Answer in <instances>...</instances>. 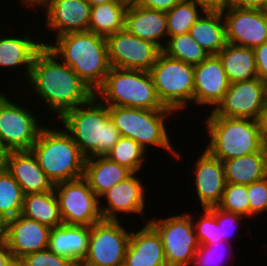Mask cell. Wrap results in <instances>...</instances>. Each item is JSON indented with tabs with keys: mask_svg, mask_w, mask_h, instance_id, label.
<instances>
[{
	"mask_svg": "<svg viewBox=\"0 0 267 266\" xmlns=\"http://www.w3.org/2000/svg\"><path fill=\"white\" fill-rule=\"evenodd\" d=\"M27 80L32 87L31 94L40 96L59 119L94 96L76 72L58 60L47 46L35 55Z\"/></svg>",
	"mask_w": 267,
	"mask_h": 266,
	"instance_id": "1",
	"label": "cell"
},
{
	"mask_svg": "<svg viewBox=\"0 0 267 266\" xmlns=\"http://www.w3.org/2000/svg\"><path fill=\"white\" fill-rule=\"evenodd\" d=\"M55 38L54 45L45 43L44 46L70 66L95 93L111 68L106 38L90 31L68 32Z\"/></svg>",
	"mask_w": 267,
	"mask_h": 266,
	"instance_id": "2",
	"label": "cell"
},
{
	"mask_svg": "<svg viewBox=\"0 0 267 266\" xmlns=\"http://www.w3.org/2000/svg\"><path fill=\"white\" fill-rule=\"evenodd\" d=\"M60 120L86 158L107 156L121 138L110 119L109 106L95 95L86 104L66 112Z\"/></svg>",
	"mask_w": 267,
	"mask_h": 266,
	"instance_id": "3",
	"label": "cell"
},
{
	"mask_svg": "<svg viewBox=\"0 0 267 266\" xmlns=\"http://www.w3.org/2000/svg\"><path fill=\"white\" fill-rule=\"evenodd\" d=\"M31 151L53 184L84 176L86 157L65 129L56 130L44 125Z\"/></svg>",
	"mask_w": 267,
	"mask_h": 266,
	"instance_id": "4",
	"label": "cell"
},
{
	"mask_svg": "<svg viewBox=\"0 0 267 266\" xmlns=\"http://www.w3.org/2000/svg\"><path fill=\"white\" fill-rule=\"evenodd\" d=\"M205 125L210 138L205 149L221 162L259 152L267 144L258 120L217 116L211 111Z\"/></svg>",
	"mask_w": 267,
	"mask_h": 266,
	"instance_id": "5",
	"label": "cell"
},
{
	"mask_svg": "<svg viewBox=\"0 0 267 266\" xmlns=\"http://www.w3.org/2000/svg\"><path fill=\"white\" fill-rule=\"evenodd\" d=\"M94 95L108 106L169 109L158 99L150 71L111 67Z\"/></svg>",
	"mask_w": 267,
	"mask_h": 266,
	"instance_id": "6",
	"label": "cell"
},
{
	"mask_svg": "<svg viewBox=\"0 0 267 266\" xmlns=\"http://www.w3.org/2000/svg\"><path fill=\"white\" fill-rule=\"evenodd\" d=\"M171 109H140L119 106H109L110 119L118 129L121 137L131 138L146 147L157 146L166 149L174 157L181 159L173 148L167 133L165 119L173 114ZM149 145V146H148Z\"/></svg>",
	"mask_w": 267,
	"mask_h": 266,
	"instance_id": "7",
	"label": "cell"
},
{
	"mask_svg": "<svg viewBox=\"0 0 267 266\" xmlns=\"http://www.w3.org/2000/svg\"><path fill=\"white\" fill-rule=\"evenodd\" d=\"M150 74L157 97L164 107L179 113L188 107V102H193L194 65L161 52Z\"/></svg>",
	"mask_w": 267,
	"mask_h": 266,
	"instance_id": "8",
	"label": "cell"
},
{
	"mask_svg": "<svg viewBox=\"0 0 267 266\" xmlns=\"http://www.w3.org/2000/svg\"><path fill=\"white\" fill-rule=\"evenodd\" d=\"M148 223L161 237L168 266L192 265L199 247L192 214H178L159 220L153 217Z\"/></svg>",
	"mask_w": 267,
	"mask_h": 266,
	"instance_id": "9",
	"label": "cell"
},
{
	"mask_svg": "<svg viewBox=\"0 0 267 266\" xmlns=\"http://www.w3.org/2000/svg\"><path fill=\"white\" fill-rule=\"evenodd\" d=\"M121 220H104L90 226L88 253L79 266H119L125 254L131 232Z\"/></svg>",
	"mask_w": 267,
	"mask_h": 266,
	"instance_id": "10",
	"label": "cell"
},
{
	"mask_svg": "<svg viewBox=\"0 0 267 266\" xmlns=\"http://www.w3.org/2000/svg\"><path fill=\"white\" fill-rule=\"evenodd\" d=\"M62 222L92 226L102 220L99 197L84 178L54 184Z\"/></svg>",
	"mask_w": 267,
	"mask_h": 266,
	"instance_id": "11",
	"label": "cell"
},
{
	"mask_svg": "<svg viewBox=\"0 0 267 266\" xmlns=\"http://www.w3.org/2000/svg\"><path fill=\"white\" fill-rule=\"evenodd\" d=\"M43 127L37 115L0 91V139L10 151L31 150Z\"/></svg>",
	"mask_w": 267,
	"mask_h": 266,
	"instance_id": "12",
	"label": "cell"
},
{
	"mask_svg": "<svg viewBox=\"0 0 267 266\" xmlns=\"http://www.w3.org/2000/svg\"><path fill=\"white\" fill-rule=\"evenodd\" d=\"M111 67L150 71L162 49L130 34L125 29L106 37Z\"/></svg>",
	"mask_w": 267,
	"mask_h": 266,
	"instance_id": "13",
	"label": "cell"
},
{
	"mask_svg": "<svg viewBox=\"0 0 267 266\" xmlns=\"http://www.w3.org/2000/svg\"><path fill=\"white\" fill-rule=\"evenodd\" d=\"M266 97V82L255 76L230 83L222 101L211 111L217 116L258 120Z\"/></svg>",
	"mask_w": 267,
	"mask_h": 266,
	"instance_id": "14",
	"label": "cell"
},
{
	"mask_svg": "<svg viewBox=\"0 0 267 266\" xmlns=\"http://www.w3.org/2000/svg\"><path fill=\"white\" fill-rule=\"evenodd\" d=\"M222 14L227 43L255 48L267 42V19L263 10L229 6Z\"/></svg>",
	"mask_w": 267,
	"mask_h": 266,
	"instance_id": "15",
	"label": "cell"
},
{
	"mask_svg": "<svg viewBox=\"0 0 267 266\" xmlns=\"http://www.w3.org/2000/svg\"><path fill=\"white\" fill-rule=\"evenodd\" d=\"M50 230V227L19 214L3 224V238L13 258H23L47 249Z\"/></svg>",
	"mask_w": 267,
	"mask_h": 266,
	"instance_id": "16",
	"label": "cell"
},
{
	"mask_svg": "<svg viewBox=\"0 0 267 266\" xmlns=\"http://www.w3.org/2000/svg\"><path fill=\"white\" fill-rule=\"evenodd\" d=\"M45 8L46 27L56 37L68 32L88 31L91 5L86 0H42L36 8Z\"/></svg>",
	"mask_w": 267,
	"mask_h": 266,
	"instance_id": "17",
	"label": "cell"
},
{
	"mask_svg": "<svg viewBox=\"0 0 267 266\" xmlns=\"http://www.w3.org/2000/svg\"><path fill=\"white\" fill-rule=\"evenodd\" d=\"M132 173L128 178L120 183L114 185L99 199H106V206L101 205L100 213L104 220H118L119 213L129 214H144L145 206V190L141 178L139 179L138 174ZM118 213V214H117ZM118 217V218H117Z\"/></svg>",
	"mask_w": 267,
	"mask_h": 266,
	"instance_id": "18",
	"label": "cell"
},
{
	"mask_svg": "<svg viewBox=\"0 0 267 266\" xmlns=\"http://www.w3.org/2000/svg\"><path fill=\"white\" fill-rule=\"evenodd\" d=\"M230 82L217 55H209L194 65L195 105H212L215 109L229 89Z\"/></svg>",
	"mask_w": 267,
	"mask_h": 266,
	"instance_id": "19",
	"label": "cell"
},
{
	"mask_svg": "<svg viewBox=\"0 0 267 266\" xmlns=\"http://www.w3.org/2000/svg\"><path fill=\"white\" fill-rule=\"evenodd\" d=\"M194 166V185L201 208L217 206L221 202L226 186L223 162L204 149Z\"/></svg>",
	"mask_w": 267,
	"mask_h": 266,
	"instance_id": "20",
	"label": "cell"
},
{
	"mask_svg": "<svg viewBox=\"0 0 267 266\" xmlns=\"http://www.w3.org/2000/svg\"><path fill=\"white\" fill-rule=\"evenodd\" d=\"M124 29L130 34L154 43L163 49L166 44L164 38L166 42L168 39L166 12L144 8L130 0ZM161 39L164 43L161 42Z\"/></svg>",
	"mask_w": 267,
	"mask_h": 266,
	"instance_id": "21",
	"label": "cell"
},
{
	"mask_svg": "<svg viewBox=\"0 0 267 266\" xmlns=\"http://www.w3.org/2000/svg\"><path fill=\"white\" fill-rule=\"evenodd\" d=\"M6 171L20 185L24 194L49 192L54 184L39 166L31 150L11 151Z\"/></svg>",
	"mask_w": 267,
	"mask_h": 266,
	"instance_id": "22",
	"label": "cell"
},
{
	"mask_svg": "<svg viewBox=\"0 0 267 266\" xmlns=\"http://www.w3.org/2000/svg\"><path fill=\"white\" fill-rule=\"evenodd\" d=\"M124 263L127 266H168L161 237L149 223L136 233L131 231Z\"/></svg>",
	"mask_w": 267,
	"mask_h": 266,
	"instance_id": "23",
	"label": "cell"
},
{
	"mask_svg": "<svg viewBox=\"0 0 267 266\" xmlns=\"http://www.w3.org/2000/svg\"><path fill=\"white\" fill-rule=\"evenodd\" d=\"M89 237L90 226L62 223L51 228L47 248L79 266L88 253Z\"/></svg>",
	"mask_w": 267,
	"mask_h": 266,
	"instance_id": "24",
	"label": "cell"
},
{
	"mask_svg": "<svg viewBox=\"0 0 267 266\" xmlns=\"http://www.w3.org/2000/svg\"><path fill=\"white\" fill-rule=\"evenodd\" d=\"M131 174L130 170L113 162L109 157L95 156L86 158L83 178L93 192L100 197Z\"/></svg>",
	"mask_w": 267,
	"mask_h": 266,
	"instance_id": "25",
	"label": "cell"
},
{
	"mask_svg": "<svg viewBox=\"0 0 267 266\" xmlns=\"http://www.w3.org/2000/svg\"><path fill=\"white\" fill-rule=\"evenodd\" d=\"M226 183L250 185L267 177V144L259 151L223 161Z\"/></svg>",
	"mask_w": 267,
	"mask_h": 266,
	"instance_id": "26",
	"label": "cell"
},
{
	"mask_svg": "<svg viewBox=\"0 0 267 266\" xmlns=\"http://www.w3.org/2000/svg\"><path fill=\"white\" fill-rule=\"evenodd\" d=\"M31 36H0V67L18 68L25 66V79L29 78L35 55L44 47L45 42H36Z\"/></svg>",
	"mask_w": 267,
	"mask_h": 266,
	"instance_id": "27",
	"label": "cell"
},
{
	"mask_svg": "<svg viewBox=\"0 0 267 266\" xmlns=\"http://www.w3.org/2000/svg\"><path fill=\"white\" fill-rule=\"evenodd\" d=\"M189 34L209 55H217L227 43L222 12H202Z\"/></svg>",
	"mask_w": 267,
	"mask_h": 266,
	"instance_id": "28",
	"label": "cell"
},
{
	"mask_svg": "<svg viewBox=\"0 0 267 266\" xmlns=\"http://www.w3.org/2000/svg\"><path fill=\"white\" fill-rule=\"evenodd\" d=\"M217 56L230 83L246 81L257 76L253 48L226 43Z\"/></svg>",
	"mask_w": 267,
	"mask_h": 266,
	"instance_id": "29",
	"label": "cell"
},
{
	"mask_svg": "<svg viewBox=\"0 0 267 266\" xmlns=\"http://www.w3.org/2000/svg\"><path fill=\"white\" fill-rule=\"evenodd\" d=\"M129 2H109L91 7L88 31L103 37L124 30Z\"/></svg>",
	"mask_w": 267,
	"mask_h": 266,
	"instance_id": "30",
	"label": "cell"
},
{
	"mask_svg": "<svg viewBox=\"0 0 267 266\" xmlns=\"http://www.w3.org/2000/svg\"><path fill=\"white\" fill-rule=\"evenodd\" d=\"M21 215L50 228L63 223L54 189L49 192L25 194Z\"/></svg>",
	"mask_w": 267,
	"mask_h": 266,
	"instance_id": "31",
	"label": "cell"
},
{
	"mask_svg": "<svg viewBox=\"0 0 267 266\" xmlns=\"http://www.w3.org/2000/svg\"><path fill=\"white\" fill-rule=\"evenodd\" d=\"M24 193L16 180L6 171H0V221L7 220L21 214Z\"/></svg>",
	"mask_w": 267,
	"mask_h": 266,
	"instance_id": "32",
	"label": "cell"
},
{
	"mask_svg": "<svg viewBox=\"0 0 267 266\" xmlns=\"http://www.w3.org/2000/svg\"><path fill=\"white\" fill-rule=\"evenodd\" d=\"M162 52L174 59L196 65L205 60L209 54L189 34L168 37Z\"/></svg>",
	"mask_w": 267,
	"mask_h": 266,
	"instance_id": "33",
	"label": "cell"
},
{
	"mask_svg": "<svg viewBox=\"0 0 267 266\" xmlns=\"http://www.w3.org/2000/svg\"><path fill=\"white\" fill-rule=\"evenodd\" d=\"M200 10V11H199ZM204 12L194 1L184 0L166 12L168 37L189 33L192 25Z\"/></svg>",
	"mask_w": 267,
	"mask_h": 266,
	"instance_id": "34",
	"label": "cell"
},
{
	"mask_svg": "<svg viewBox=\"0 0 267 266\" xmlns=\"http://www.w3.org/2000/svg\"><path fill=\"white\" fill-rule=\"evenodd\" d=\"M145 149L131 138L121 137L107 154L113 162L126 167L132 173L139 172L145 158Z\"/></svg>",
	"mask_w": 267,
	"mask_h": 266,
	"instance_id": "35",
	"label": "cell"
},
{
	"mask_svg": "<svg viewBox=\"0 0 267 266\" xmlns=\"http://www.w3.org/2000/svg\"><path fill=\"white\" fill-rule=\"evenodd\" d=\"M247 185L226 183L221 202L217 207L221 210L240 214L250 218V205Z\"/></svg>",
	"mask_w": 267,
	"mask_h": 266,
	"instance_id": "36",
	"label": "cell"
},
{
	"mask_svg": "<svg viewBox=\"0 0 267 266\" xmlns=\"http://www.w3.org/2000/svg\"><path fill=\"white\" fill-rule=\"evenodd\" d=\"M202 210L204 213L197 221L192 216V221L196 222L194 223V229L199 245H214L223 241L220 238V225L215 218V207L202 208Z\"/></svg>",
	"mask_w": 267,
	"mask_h": 266,
	"instance_id": "37",
	"label": "cell"
},
{
	"mask_svg": "<svg viewBox=\"0 0 267 266\" xmlns=\"http://www.w3.org/2000/svg\"><path fill=\"white\" fill-rule=\"evenodd\" d=\"M26 266H77L70 259L51 252L48 248L21 258Z\"/></svg>",
	"mask_w": 267,
	"mask_h": 266,
	"instance_id": "38",
	"label": "cell"
},
{
	"mask_svg": "<svg viewBox=\"0 0 267 266\" xmlns=\"http://www.w3.org/2000/svg\"><path fill=\"white\" fill-rule=\"evenodd\" d=\"M250 217L267 212V177L247 185Z\"/></svg>",
	"mask_w": 267,
	"mask_h": 266,
	"instance_id": "39",
	"label": "cell"
},
{
	"mask_svg": "<svg viewBox=\"0 0 267 266\" xmlns=\"http://www.w3.org/2000/svg\"><path fill=\"white\" fill-rule=\"evenodd\" d=\"M224 243L226 244L227 241L217 242L214 245H199L194 255L192 265L195 264V266H220L223 254H225L224 251L222 253L223 248L226 246L223 245Z\"/></svg>",
	"mask_w": 267,
	"mask_h": 266,
	"instance_id": "40",
	"label": "cell"
},
{
	"mask_svg": "<svg viewBox=\"0 0 267 266\" xmlns=\"http://www.w3.org/2000/svg\"><path fill=\"white\" fill-rule=\"evenodd\" d=\"M242 217L246 219V217L240 214L221 210L215 206V218L220 225V238H222L223 241H227L228 237H231L232 233L237 228L235 226H238L239 220L243 219Z\"/></svg>",
	"mask_w": 267,
	"mask_h": 266,
	"instance_id": "41",
	"label": "cell"
},
{
	"mask_svg": "<svg viewBox=\"0 0 267 266\" xmlns=\"http://www.w3.org/2000/svg\"><path fill=\"white\" fill-rule=\"evenodd\" d=\"M253 51L256 60L257 76L261 81L267 83V42L253 48Z\"/></svg>",
	"mask_w": 267,
	"mask_h": 266,
	"instance_id": "42",
	"label": "cell"
},
{
	"mask_svg": "<svg viewBox=\"0 0 267 266\" xmlns=\"http://www.w3.org/2000/svg\"><path fill=\"white\" fill-rule=\"evenodd\" d=\"M138 6L161 11H169L175 4L184 0H132Z\"/></svg>",
	"mask_w": 267,
	"mask_h": 266,
	"instance_id": "43",
	"label": "cell"
},
{
	"mask_svg": "<svg viewBox=\"0 0 267 266\" xmlns=\"http://www.w3.org/2000/svg\"><path fill=\"white\" fill-rule=\"evenodd\" d=\"M207 12H224L231 0H191Z\"/></svg>",
	"mask_w": 267,
	"mask_h": 266,
	"instance_id": "44",
	"label": "cell"
},
{
	"mask_svg": "<svg viewBox=\"0 0 267 266\" xmlns=\"http://www.w3.org/2000/svg\"><path fill=\"white\" fill-rule=\"evenodd\" d=\"M267 5V0H231L230 6L242 9H259L263 10Z\"/></svg>",
	"mask_w": 267,
	"mask_h": 266,
	"instance_id": "45",
	"label": "cell"
},
{
	"mask_svg": "<svg viewBox=\"0 0 267 266\" xmlns=\"http://www.w3.org/2000/svg\"><path fill=\"white\" fill-rule=\"evenodd\" d=\"M13 258L11 251L8 249L6 240L0 238V266H7V264Z\"/></svg>",
	"mask_w": 267,
	"mask_h": 266,
	"instance_id": "46",
	"label": "cell"
},
{
	"mask_svg": "<svg viewBox=\"0 0 267 266\" xmlns=\"http://www.w3.org/2000/svg\"><path fill=\"white\" fill-rule=\"evenodd\" d=\"M259 127L263 138L267 142V97L264 102V106L261 110V114L258 119Z\"/></svg>",
	"mask_w": 267,
	"mask_h": 266,
	"instance_id": "47",
	"label": "cell"
},
{
	"mask_svg": "<svg viewBox=\"0 0 267 266\" xmlns=\"http://www.w3.org/2000/svg\"><path fill=\"white\" fill-rule=\"evenodd\" d=\"M10 152L11 151L6 147V145L0 139V171L6 170Z\"/></svg>",
	"mask_w": 267,
	"mask_h": 266,
	"instance_id": "48",
	"label": "cell"
},
{
	"mask_svg": "<svg viewBox=\"0 0 267 266\" xmlns=\"http://www.w3.org/2000/svg\"><path fill=\"white\" fill-rule=\"evenodd\" d=\"M91 7L109 2H130V0H86Z\"/></svg>",
	"mask_w": 267,
	"mask_h": 266,
	"instance_id": "49",
	"label": "cell"
},
{
	"mask_svg": "<svg viewBox=\"0 0 267 266\" xmlns=\"http://www.w3.org/2000/svg\"><path fill=\"white\" fill-rule=\"evenodd\" d=\"M7 266H26V264L21 258H12Z\"/></svg>",
	"mask_w": 267,
	"mask_h": 266,
	"instance_id": "50",
	"label": "cell"
},
{
	"mask_svg": "<svg viewBox=\"0 0 267 266\" xmlns=\"http://www.w3.org/2000/svg\"><path fill=\"white\" fill-rule=\"evenodd\" d=\"M24 6H33L36 9V6L42 1V0H20Z\"/></svg>",
	"mask_w": 267,
	"mask_h": 266,
	"instance_id": "51",
	"label": "cell"
},
{
	"mask_svg": "<svg viewBox=\"0 0 267 266\" xmlns=\"http://www.w3.org/2000/svg\"><path fill=\"white\" fill-rule=\"evenodd\" d=\"M3 237V224L0 221V238Z\"/></svg>",
	"mask_w": 267,
	"mask_h": 266,
	"instance_id": "52",
	"label": "cell"
},
{
	"mask_svg": "<svg viewBox=\"0 0 267 266\" xmlns=\"http://www.w3.org/2000/svg\"><path fill=\"white\" fill-rule=\"evenodd\" d=\"M263 11H264V14H265L266 19H267V5L264 7Z\"/></svg>",
	"mask_w": 267,
	"mask_h": 266,
	"instance_id": "53",
	"label": "cell"
}]
</instances>
